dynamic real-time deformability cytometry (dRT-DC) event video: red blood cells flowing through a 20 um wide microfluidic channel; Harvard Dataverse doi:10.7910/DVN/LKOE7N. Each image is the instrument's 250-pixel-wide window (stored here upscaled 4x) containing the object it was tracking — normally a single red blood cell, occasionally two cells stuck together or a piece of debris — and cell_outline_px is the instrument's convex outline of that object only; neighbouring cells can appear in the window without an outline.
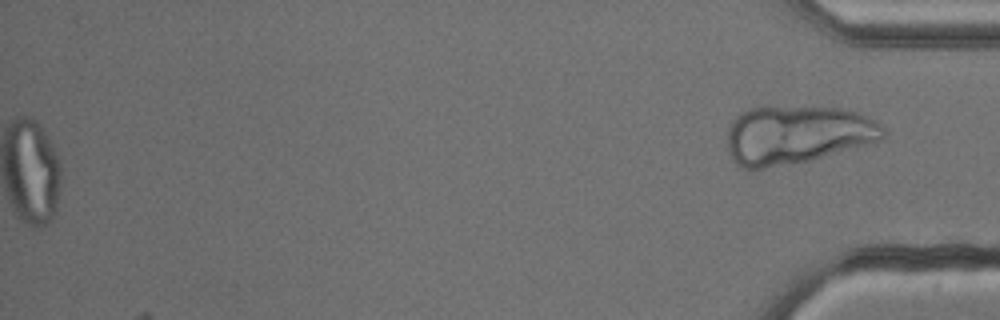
{"species": "common noctule bat (a hibernating species)", "species_latin": "Nyctalus noctula", "temperature_condition": "cold", "stored_images_in_passage": 54, "camera_frame_rate_fps": 3000, "um_per_image_px": 0.085, "animal": {"sex": "male", "body_mass_g": 13.3}, "frame": {"image": 1, "passage_image": 54, "time_ms": 17.667, "image_size_px": [1000, 320], "cell_outline_px": [[884, 136], [880, 140], [808, 160], [764, 168], [744, 168], [736, 164], [732, 160], [728, 152], [728, 128], [732, 120], [740, 112], [752, 108], [840, 108], [856, 112], [872, 120], [884, 128]], "centroid_in_image_um": [67.68, 11.46], "position_along_channel_um": 367.5, "area_um2": 51.85}}